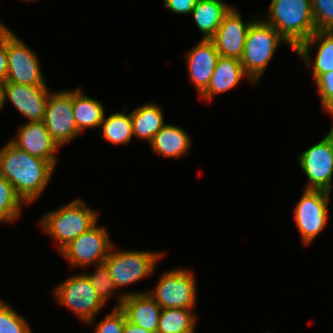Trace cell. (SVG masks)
<instances>
[{
  "label": "cell",
  "mask_w": 333,
  "mask_h": 333,
  "mask_svg": "<svg viewBox=\"0 0 333 333\" xmlns=\"http://www.w3.org/2000/svg\"><path fill=\"white\" fill-rule=\"evenodd\" d=\"M55 169L47 160L28 154L10 140L0 149V174L26 205L43 194Z\"/></svg>",
  "instance_id": "obj_1"
},
{
  "label": "cell",
  "mask_w": 333,
  "mask_h": 333,
  "mask_svg": "<svg viewBox=\"0 0 333 333\" xmlns=\"http://www.w3.org/2000/svg\"><path fill=\"white\" fill-rule=\"evenodd\" d=\"M99 212L90 209L84 200L74 199L58 207L39 220V227L55 241L60 252L72 240L98 223Z\"/></svg>",
  "instance_id": "obj_2"
},
{
  "label": "cell",
  "mask_w": 333,
  "mask_h": 333,
  "mask_svg": "<svg viewBox=\"0 0 333 333\" xmlns=\"http://www.w3.org/2000/svg\"><path fill=\"white\" fill-rule=\"evenodd\" d=\"M284 43L295 51L285 38L264 19L257 18L252 22L246 34L240 62L245 73L255 84L259 83L278 47Z\"/></svg>",
  "instance_id": "obj_3"
},
{
  "label": "cell",
  "mask_w": 333,
  "mask_h": 333,
  "mask_svg": "<svg viewBox=\"0 0 333 333\" xmlns=\"http://www.w3.org/2000/svg\"><path fill=\"white\" fill-rule=\"evenodd\" d=\"M265 21L296 49L314 32L310 0H271Z\"/></svg>",
  "instance_id": "obj_4"
},
{
  "label": "cell",
  "mask_w": 333,
  "mask_h": 333,
  "mask_svg": "<svg viewBox=\"0 0 333 333\" xmlns=\"http://www.w3.org/2000/svg\"><path fill=\"white\" fill-rule=\"evenodd\" d=\"M51 292L58 305L67 307L89 326L95 324L96 316L105 306L85 273L68 277Z\"/></svg>",
  "instance_id": "obj_5"
},
{
  "label": "cell",
  "mask_w": 333,
  "mask_h": 333,
  "mask_svg": "<svg viewBox=\"0 0 333 333\" xmlns=\"http://www.w3.org/2000/svg\"><path fill=\"white\" fill-rule=\"evenodd\" d=\"M164 256L165 251L115 250L113 245L104 263L110 270L115 286L119 289L153 275L156 264Z\"/></svg>",
  "instance_id": "obj_6"
},
{
  "label": "cell",
  "mask_w": 333,
  "mask_h": 333,
  "mask_svg": "<svg viewBox=\"0 0 333 333\" xmlns=\"http://www.w3.org/2000/svg\"><path fill=\"white\" fill-rule=\"evenodd\" d=\"M194 272L187 268L165 271L159 277L156 288L145 291L162 309H195L197 305V285Z\"/></svg>",
  "instance_id": "obj_7"
},
{
  "label": "cell",
  "mask_w": 333,
  "mask_h": 333,
  "mask_svg": "<svg viewBox=\"0 0 333 333\" xmlns=\"http://www.w3.org/2000/svg\"><path fill=\"white\" fill-rule=\"evenodd\" d=\"M330 195L324 190L304 189L297 201L294 220L304 246L311 244L328 224Z\"/></svg>",
  "instance_id": "obj_8"
},
{
  "label": "cell",
  "mask_w": 333,
  "mask_h": 333,
  "mask_svg": "<svg viewBox=\"0 0 333 333\" xmlns=\"http://www.w3.org/2000/svg\"><path fill=\"white\" fill-rule=\"evenodd\" d=\"M300 168L308 178L304 189L332 192L333 123L327 135L298 155Z\"/></svg>",
  "instance_id": "obj_9"
},
{
  "label": "cell",
  "mask_w": 333,
  "mask_h": 333,
  "mask_svg": "<svg viewBox=\"0 0 333 333\" xmlns=\"http://www.w3.org/2000/svg\"><path fill=\"white\" fill-rule=\"evenodd\" d=\"M11 29H7L6 82L47 86L36 52L28 47Z\"/></svg>",
  "instance_id": "obj_10"
},
{
  "label": "cell",
  "mask_w": 333,
  "mask_h": 333,
  "mask_svg": "<svg viewBox=\"0 0 333 333\" xmlns=\"http://www.w3.org/2000/svg\"><path fill=\"white\" fill-rule=\"evenodd\" d=\"M109 235L104 226L96 224L72 240L59 253L69 262L71 268H86L92 263L95 265L104 263L114 245Z\"/></svg>",
  "instance_id": "obj_11"
},
{
  "label": "cell",
  "mask_w": 333,
  "mask_h": 333,
  "mask_svg": "<svg viewBox=\"0 0 333 333\" xmlns=\"http://www.w3.org/2000/svg\"><path fill=\"white\" fill-rule=\"evenodd\" d=\"M43 122L60 148L81 135L73 114V90L49 94Z\"/></svg>",
  "instance_id": "obj_12"
},
{
  "label": "cell",
  "mask_w": 333,
  "mask_h": 333,
  "mask_svg": "<svg viewBox=\"0 0 333 333\" xmlns=\"http://www.w3.org/2000/svg\"><path fill=\"white\" fill-rule=\"evenodd\" d=\"M244 21L239 10L232 6L224 15L221 25L210 39L222 57L240 60L244 51L247 31L255 20Z\"/></svg>",
  "instance_id": "obj_13"
},
{
  "label": "cell",
  "mask_w": 333,
  "mask_h": 333,
  "mask_svg": "<svg viewBox=\"0 0 333 333\" xmlns=\"http://www.w3.org/2000/svg\"><path fill=\"white\" fill-rule=\"evenodd\" d=\"M50 93L48 86H30L9 82L4 84L5 104L10 101L18 112L27 118V122L44 120Z\"/></svg>",
  "instance_id": "obj_14"
},
{
  "label": "cell",
  "mask_w": 333,
  "mask_h": 333,
  "mask_svg": "<svg viewBox=\"0 0 333 333\" xmlns=\"http://www.w3.org/2000/svg\"><path fill=\"white\" fill-rule=\"evenodd\" d=\"M16 133L10 139L15 146L34 157L47 160L56 168V155L61 148L52 139L43 121L20 124Z\"/></svg>",
  "instance_id": "obj_15"
},
{
  "label": "cell",
  "mask_w": 333,
  "mask_h": 333,
  "mask_svg": "<svg viewBox=\"0 0 333 333\" xmlns=\"http://www.w3.org/2000/svg\"><path fill=\"white\" fill-rule=\"evenodd\" d=\"M117 295L118 303L113 308H121L129 322L157 333L162 308L147 292L124 291Z\"/></svg>",
  "instance_id": "obj_16"
},
{
  "label": "cell",
  "mask_w": 333,
  "mask_h": 333,
  "mask_svg": "<svg viewBox=\"0 0 333 333\" xmlns=\"http://www.w3.org/2000/svg\"><path fill=\"white\" fill-rule=\"evenodd\" d=\"M185 55L189 80L200 96L210 84L220 55L214 43L208 39H201L195 46L188 49Z\"/></svg>",
  "instance_id": "obj_17"
},
{
  "label": "cell",
  "mask_w": 333,
  "mask_h": 333,
  "mask_svg": "<svg viewBox=\"0 0 333 333\" xmlns=\"http://www.w3.org/2000/svg\"><path fill=\"white\" fill-rule=\"evenodd\" d=\"M313 46L317 54L310 57ZM310 69L315 80L320 74L333 71V31H316L294 51Z\"/></svg>",
  "instance_id": "obj_18"
},
{
  "label": "cell",
  "mask_w": 333,
  "mask_h": 333,
  "mask_svg": "<svg viewBox=\"0 0 333 333\" xmlns=\"http://www.w3.org/2000/svg\"><path fill=\"white\" fill-rule=\"evenodd\" d=\"M246 78L256 85L245 73L240 60L220 56L215 66L208 88L199 96L205 102H211L215 95L225 93L236 87L240 81Z\"/></svg>",
  "instance_id": "obj_19"
},
{
  "label": "cell",
  "mask_w": 333,
  "mask_h": 333,
  "mask_svg": "<svg viewBox=\"0 0 333 333\" xmlns=\"http://www.w3.org/2000/svg\"><path fill=\"white\" fill-rule=\"evenodd\" d=\"M149 144L154 154L177 160L190 152L192 139L184 129L168 123L153 136Z\"/></svg>",
  "instance_id": "obj_20"
},
{
  "label": "cell",
  "mask_w": 333,
  "mask_h": 333,
  "mask_svg": "<svg viewBox=\"0 0 333 333\" xmlns=\"http://www.w3.org/2000/svg\"><path fill=\"white\" fill-rule=\"evenodd\" d=\"M232 6L224 0H198L191 12L198 30L202 33L201 39L210 40L221 25L224 15Z\"/></svg>",
  "instance_id": "obj_21"
},
{
  "label": "cell",
  "mask_w": 333,
  "mask_h": 333,
  "mask_svg": "<svg viewBox=\"0 0 333 333\" xmlns=\"http://www.w3.org/2000/svg\"><path fill=\"white\" fill-rule=\"evenodd\" d=\"M163 108L153 102L136 107L131 111L133 137L148 141L152 140L166 124Z\"/></svg>",
  "instance_id": "obj_22"
},
{
  "label": "cell",
  "mask_w": 333,
  "mask_h": 333,
  "mask_svg": "<svg viewBox=\"0 0 333 333\" xmlns=\"http://www.w3.org/2000/svg\"><path fill=\"white\" fill-rule=\"evenodd\" d=\"M73 114L78 130L83 133L88 128H99L105 114L102 101L84 94L82 89H73Z\"/></svg>",
  "instance_id": "obj_23"
},
{
  "label": "cell",
  "mask_w": 333,
  "mask_h": 333,
  "mask_svg": "<svg viewBox=\"0 0 333 333\" xmlns=\"http://www.w3.org/2000/svg\"><path fill=\"white\" fill-rule=\"evenodd\" d=\"M121 112H114L106 117L104 114L101 138L115 145H127L133 138L131 114H126V106Z\"/></svg>",
  "instance_id": "obj_24"
},
{
  "label": "cell",
  "mask_w": 333,
  "mask_h": 333,
  "mask_svg": "<svg viewBox=\"0 0 333 333\" xmlns=\"http://www.w3.org/2000/svg\"><path fill=\"white\" fill-rule=\"evenodd\" d=\"M184 308L162 309L157 333H195L197 316Z\"/></svg>",
  "instance_id": "obj_25"
},
{
  "label": "cell",
  "mask_w": 333,
  "mask_h": 333,
  "mask_svg": "<svg viewBox=\"0 0 333 333\" xmlns=\"http://www.w3.org/2000/svg\"><path fill=\"white\" fill-rule=\"evenodd\" d=\"M23 204L13 185L0 174V222L13 223L21 216Z\"/></svg>",
  "instance_id": "obj_26"
},
{
  "label": "cell",
  "mask_w": 333,
  "mask_h": 333,
  "mask_svg": "<svg viewBox=\"0 0 333 333\" xmlns=\"http://www.w3.org/2000/svg\"><path fill=\"white\" fill-rule=\"evenodd\" d=\"M95 268L94 273H84L91 281L99 298L106 304L109 299L117 294L116 291L118 290L110 276V270L105 263L97 264Z\"/></svg>",
  "instance_id": "obj_27"
},
{
  "label": "cell",
  "mask_w": 333,
  "mask_h": 333,
  "mask_svg": "<svg viewBox=\"0 0 333 333\" xmlns=\"http://www.w3.org/2000/svg\"><path fill=\"white\" fill-rule=\"evenodd\" d=\"M0 333H32L27 319L0 300Z\"/></svg>",
  "instance_id": "obj_28"
},
{
  "label": "cell",
  "mask_w": 333,
  "mask_h": 333,
  "mask_svg": "<svg viewBox=\"0 0 333 333\" xmlns=\"http://www.w3.org/2000/svg\"><path fill=\"white\" fill-rule=\"evenodd\" d=\"M317 31H333V0H310Z\"/></svg>",
  "instance_id": "obj_29"
},
{
  "label": "cell",
  "mask_w": 333,
  "mask_h": 333,
  "mask_svg": "<svg viewBox=\"0 0 333 333\" xmlns=\"http://www.w3.org/2000/svg\"><path fill=\"white\" fill-rule=\"evenodd\" d=\"M314 81L322 110L333 118V71L320 74Z\"/></svg>",
  "instance_id": "obj_30"
},
{
  "label": "cell",
  "mask_w": 333,
  "mask_h": 333,
  "mask_svg": "<svg viewBox=\"0 0 333 333\" xmlns=\"http://www.w3.org/2000/svg\"><path fill=\"white\" fill-rule=\"evenodd\" d=\"M126 315L121 308H113L102 320L93 327L94 333H122Z\"/></svg>",
  "instance_id": "obj_31"
},
{
  "label": "cell",
  "mask_w": 333,
  "mask_h": 333,
  "mask_svg": "<svg viewBox=\"0 0 333 333\" xmlns=\"http://www.w3.org/2000/svg\"><path fill=\"white\" fill-rule=\"evenodd\" d=\"M198 0H163L166 9L176 14L191 15Z\"/></svg>",
  "instance_id": "obj_32"
},
{
  "label": "cell",
  "mask_w": 333,
  "mask_h": 333,
  "mask_svg": "<svg viewBox=\"0 0 333 333\" xmlns=\"http://www.w3.org/2000/svg\"><path fill=\"white\" fill-rule=\"evenodd\" d=\"M7 30L0 37V81L6 82L7 77Z\"/></svg>",
  "instance_id": "obj_33"
},
{
  "label": "cell",
  "mask_w": 333,
  "mask_h": 333,
  "mask_svg": "<svg viewBox=\"0 0 333 333\" xmlns=\"http://www.w3.org/2000/svg\"><path fill=\"white\" fill-rule=\"evenodd\" d=\"M122 333H152V332L147 331L144 328L135 325L126 319Z\"/></svg>",
  "instance_id": "obj_34"
},
{
  "label": "cell",
  "mask_w": 333,
  "mask_h": 333,
  "mask_svg": "<svg viewBox=\"0 0 333 333\" xmlns=\"http://www.w3.org/2000/svg\"><path fill=\"white\" fill-rule=\"evenodd\" d=\"M4 84H5V82L0 81V111H2V109L5 107Z\"/></svg>",
  "instance_id": "obj_35"
},
{
  "label": "cell",
  "mask_w": 333,
  "mask_h": 333,
  "mask_svg": "<svg viewBox=\"0 0 333 333\" xmlns=\"http://www.w3.org/2000/svg\"><path fill=\"white\" fill-rule=\"evenodd\" d=\"M9 27H7L5 24H3L1 21H0V37L1 35L8 29Z\"/></svg>",
  "instance_id": "obj_36"
},
{
  "label": "cell",
  "mask_w": 333,
  "mask_h": 333,
  "mask_svg": "<svg viewBox=\"0 0 333 333\" xmlns=\"http://www.w3.org/2000/svg\"><path fill=\"white\" fill-rule=\"evenodd\" d=\"M23 2H33V1H36V0H21Z\"/></svg>",
  "instance_id": "obj_37"
}]
</instances>
